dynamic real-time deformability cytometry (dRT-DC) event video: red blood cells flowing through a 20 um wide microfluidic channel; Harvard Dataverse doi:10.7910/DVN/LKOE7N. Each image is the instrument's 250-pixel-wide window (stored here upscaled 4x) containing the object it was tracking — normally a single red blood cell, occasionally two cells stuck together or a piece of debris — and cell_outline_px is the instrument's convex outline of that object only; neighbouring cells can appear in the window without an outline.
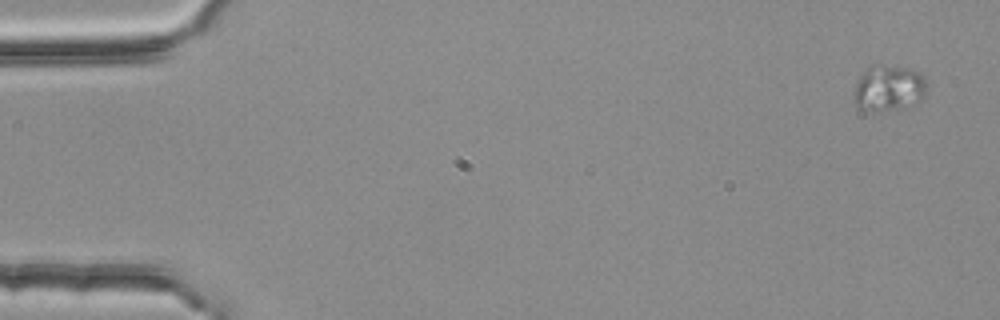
{"species": "common noctule bat (a hibernating species)", "species_latin": "Nyctalus noctula", "temperature_condition": "room temperature", "stored_images_in_passage": 3, "camera_frame_rate_fps": 3000, "um_per_image_px": 0.085, "animal": {"sex": "female", "body_mass_g": 25.1}, "frame": {"image": 1, "passage_image": 1, "time_ms": 0.0, "image_size_px": [1000, 320], "cell_outline_px": [[924, 96], [916, 104], [888, 108], [860, 108], [856, 104], [856, 84], [860, 76], [872, 64], [880, 64], [912, 68], [924, 76]], "centroid_in_image_um": [75.58, 7.4], "position_along_channel_um": 9.4, "area_um2": 18.55}}